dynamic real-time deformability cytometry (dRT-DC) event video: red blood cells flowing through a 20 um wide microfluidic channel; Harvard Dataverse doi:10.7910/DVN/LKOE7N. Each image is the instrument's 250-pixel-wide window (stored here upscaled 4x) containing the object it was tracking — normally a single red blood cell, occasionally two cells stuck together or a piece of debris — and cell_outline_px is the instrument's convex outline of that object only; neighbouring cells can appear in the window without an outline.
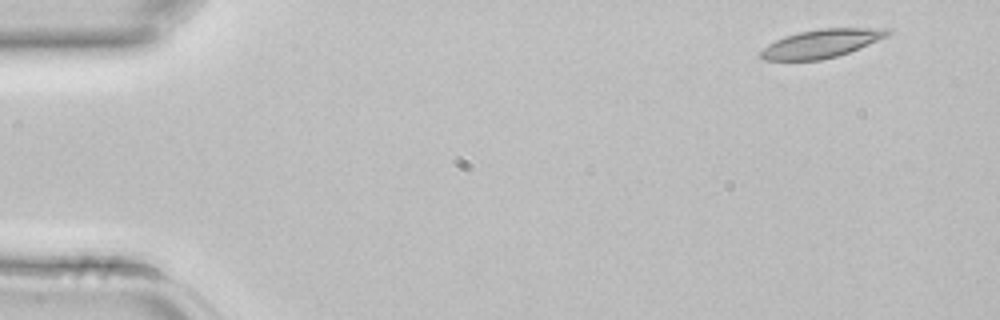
{"species": "common noctule bat (a hibernating species)", "species_latin": "Nyctalus noctula", "temperature_condition": "room temperature", "stored_images_in_passage": 4, "camera_frame_rate_fps": 3000, "um_per_image_px": 0.085, "animal": {"sex": "female", "body_mass_g": 22.7, "forearm_length_mm": 54.2}, "frame": {"image": 1, "passage_image": 1, "time_ms": 0.0, "image_size_px": [1000, 320], "cell_outline_px": [[892, 32], [888, 36], [848, 52], [836, 56], [820, 60], [764, 60], [760, 56], [760, 52], [768, 44], [784, 36], [800, 32], [820, 28], [888, 28]], "centroid_in_image_um": [69.82, 3.69], "position_along_channel_um": 15.2, "area_um2": 20.75}}
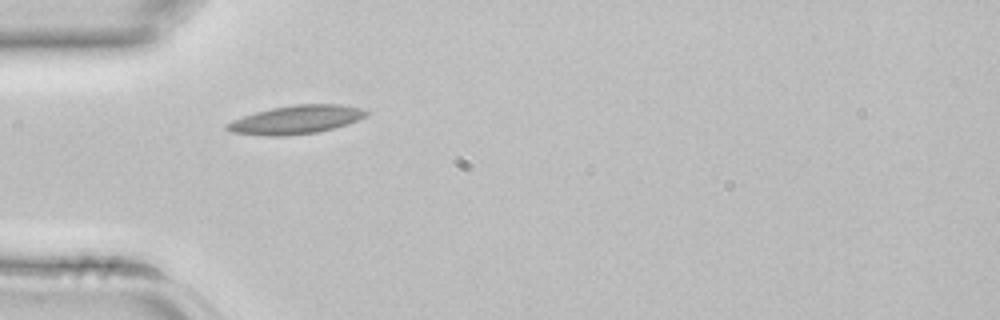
{"frame": {"image": 2, "passage_image": 3, "time_ms": 0.667, "image_size_px": [1000, 320], "cell_outline_px": [[368, 116], [348, 124], [316, 132], [284, 136], [264, 136], [232, 132], [224, 128], [224, 124], [232, 120], [256, 112], [272, 108], [296, 104], [340, 104], [360, 108], [368, 112]], "centroid_in_image_um": [25.15, 10.17], "position_along_channel_um": 59.9, "area_um2": 23.06}}